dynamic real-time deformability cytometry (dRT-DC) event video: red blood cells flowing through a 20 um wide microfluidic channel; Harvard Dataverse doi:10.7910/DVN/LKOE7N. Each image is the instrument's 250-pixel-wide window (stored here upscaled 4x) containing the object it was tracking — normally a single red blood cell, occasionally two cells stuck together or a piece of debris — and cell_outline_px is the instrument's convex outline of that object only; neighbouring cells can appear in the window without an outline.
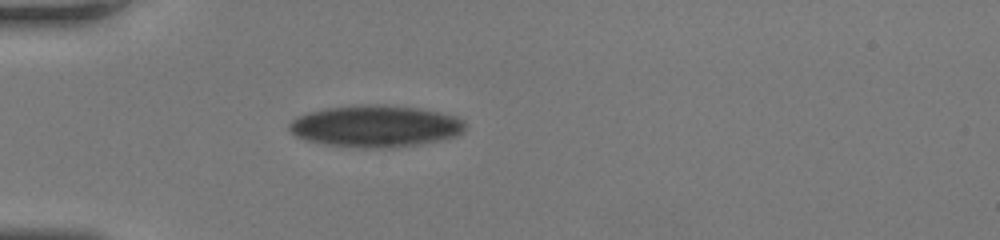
{"species": "human", "species_latin": "Homo sapiens", "temperature_condition": "room temperature", "stored_images_in_passage": 41, "segment_of_instrument_passage": [1, 2], "camera_frame_rate_fps": 3000, "um_per_image_px": 0.085, "donor": {"sex": "female"}, "frame": {"image": 1, "passage_image": 1, "time_ms": 0.0, "image_size_px": [1000, 240], "cell_outline_px": [[464, 132], [456, 136], [440, 140], [420, 144], [392, 148], [360, 148], [324, 144], [304, 140], [296, 136], [288, 128], [288, 124], [296, 116], [308, 112], [328, 108], [360, 104], [384, 104], [416, 108], [456, 116], [464, 120]], "centroid_in_image_um": [31.89, 10.73], "position_along_channel_um": 53.1, "area_um2": 43.12}}
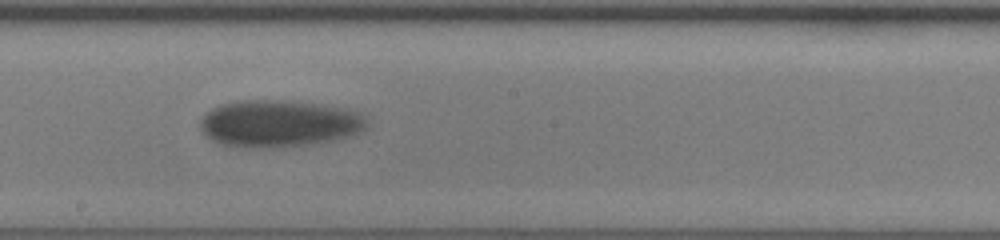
{"frame": {"image": 2, "passage_image": 17, "time_ms": 5.333, "image_size_px": [1000, 240], "cell_outline_px": [[364, 128], [356, 132], [344, 136], [328, 140], [308, 144], [220, 144], [212, 140], [200, 128], [200, 120], [212, 108], [220, 104], [244, 100], [268, 100], [312, 104], [344, 108], [356, 112], [364, 116]], "centroid_in_image_um": [23.65, 10.44], "position_along_channel_um": 224.5, "area_um2": 42.89}}
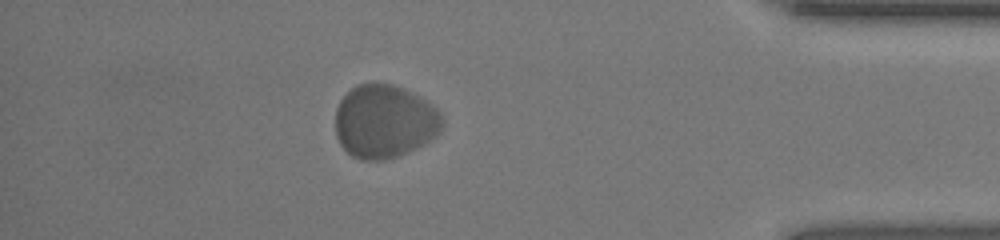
{"frame": {"image": 3, "passage_image": 34, "time_ms": 11.0, "image_size_px": [1000, 240], "cell_outline_px": [[444, 124], [440, 132], [436, 136], [396, 156], [384, 160], [360, 160], [352, 156], [340, 144], [336, 136], [336, 108], [340, 100], [356, 84], [372, 80], [376, 80], [392, 84], [404, 88], [420, 96], [432, 104], [440, 112], [444, 120]], "centroid_in_image_um": [32.67, 10.27], "position_along_channel_um": 402.5, "area_um2": 46.12}}